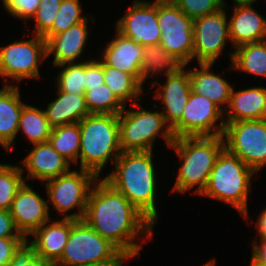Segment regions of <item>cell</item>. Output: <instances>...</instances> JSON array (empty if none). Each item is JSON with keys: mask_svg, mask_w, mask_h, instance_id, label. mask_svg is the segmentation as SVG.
<instances>
[{"mask_svg": "<svg viewBox=\"0 0 266 266\" xmlns=\"http://www.w3.org/2000/svg\"><path fill=\"white\" fill-rule=\"evenodd\" d=\"M139 110H125V108L118 114L119 115V136L120 146L122 152L133 151H152L154 140L158 134H161L168 146L170 147L174 141L172 130L167 126L164 116L161 112H150L144 108ZM124 114V115H123ZM163 132L160 130L162 128Z\"/></svg>", "mask_w": 266, "mask_h": 266, "instance_id": "obj_7", "label": "cell"}, {"mask_svg": "<svg viewBox=\"0 0 266 266\" xmlns=\"http://www.w3.org/2000/svg\"><path fill=\"white\" fill-rule=\"evenodd\" d=\"M62 0H40L39 7L32 19L36 20L35 34L43 36L51 27Z\"/></svg>", "mask_w": 266, "mask_h": 266, "instance_id": "obj_36", "label": "cell"}, {"mask_svg": "<svg viewBox=\"0 0 266 266\" xmlns=\"http://www.w3.org/2000/svg\"><path fill=\"white\" fill-rule=\"evenodd\" d=\"M222 137L224 148L255 172L266 165V119L225 123Z\"/></svg>", "mask_w": 266, "mask_h": 266, "instance_id": "obj_8", "label": "cell"}, {"mask_svg": "<svg viewBox=\"0 0 266 266\" xmlns=\"http://www.w3.org/2000/svg\"><path fill=\"white\" fill-rule=\"evenodd\" d=\"M116 31L141 46L157 45L161 39L157 4L135 0L128 12L116 22Z\"/></svg>", "mask_w": 266, "mask_h": 266, "instance_id": "obj_14", "label": "cell"}, {"mask_svg": "<svg viewBox=\"0 0 266 266\" xmlns=\"http://www.w3.org/2000/svg\"><path fill=\"white\" fill-rule=\"evenodd\" d=\"M46 224L31 234L35 237L29 243L35 248L36 255L54 265L63 254L71 230V219Z\"/></svg>", "mask_w": 266, "mask_h": 266, "instance_id": "obj_20", "label": "cell"}, {"mask_svg": "<svg viewBox=\"0 0 266 266\" xmlns=\"http://www.w3.org/2000/svg\"><path fill=\"white\" fill-rule=\"evenodd\" d=\"M81 8L79 0H62L52 27L42 37L47 41L69 27L84 22L87 18L82 16Z\"/></svg>", "mask_w": 266, "mask_h": 266, "instance_id": "obj_32", "label": "cell"}, {"mask_svg": "<svg viewBox=\"0 0 266 266\" xmlns=\"http://www.w3.org/2000/svg\"><path fill=\"white\" fill-rule=\"evenodd\" d=\"M235 3L229 20V40L233 47L266 40V19L251 7L254 2Z\"/></svg>", "mask_w": 266, "mask_h": 266, "instance_id": "obj_17", "label": "cell"}, {"mask_svg": "<svg viewBox=\"0 0 266 266\" xmlns=\"http://www.w3.org/2000/svg\"><path fill=\"white\" fill-rule=\"evenodd\" d=\"M159 44L183 65L193 59V20L174 5H157Z\"/></svg>", "mask_w": 266, "mask_h": 266, "instance_id": "obj_10", "label": "cell"}, {"mask_svg": "<svg viewBox=\"0 0 266 266\" xmlns=\"http://www.w3.org/2000/svg\"><path fill=\"white\" fill-rule=\"evenodd\" d=\"M80 126L78 123L52 128L49 143L69 162L77 163L80 152Z\"/></svg>", "mask_w": 266, "mask_h": 266, "instance_id": "obj_30", "label": "cell"}, {"mask_svg": "<svg viewBox=\"0 0 266 266\" xmlns=\"http://www.w3.org/2000/svg\"><path fill=\"white\" fill-rule=\"evenodd\" d=\"M47 57L46 40L42 36H34L27 41H15L8 46L0 47V76L14 80L39 78L38 59L42 62Z\"/></svg>", "mask_w": 266, "mask_h": 266, "instance_id": "obj_12", "label": "cell"}, {"mask_svg": "<svg viewBox=\"0 0 266 266\" xmlns=\"http://www.w3.org/2000/svg\"><path fill=\"white\" fill-rule=\"evenodd\" d=\"M23 170L19 166L9 164L0 170V209L10 210L17 191L25 183L22 177Z\"/></svg>", "mask_w": 266, "mask_h": 266, "instance_id": "obj_33", "label": "cell"}, {"mask_svg": "<svg viewBox=\"0 0 266 266\" xmlns=\"http://www.w3.org/2000/svg\"><path fill=\"white\" fill-rule=\"evenodd\" d=\"M230 53L231 68L266 77V40L243 44Z\"/></svg>", "mask_w": 266, "mask_h": 266, "instance_id": "obj_26", "label": "cell"}, {"mask_svg": "<svg viewBox=\"0 0 266 266\" xmlns=\"http://www.w3.org/2000/svg\"><path fill=\"white\" fill-rule=\"evenodd\" d=\"M129 259L111 242L94 231L84 220H72L71 230L61 258L54 266H84Z\"/></svg>", "mask_w": 266, "mask_h": 266, "instance_id": "obj_6", "label": "cell"}, {"mask_svg": "<svg viewBox=\"0 0 266 266\" xmlns=\"http://www.w3.org/2000/svg\"><path fill=\"white\" fill-rule=\"evenodd\" d=\"M254 173L256 172L239 157L224 148L217 157L207 185L200 195L223 201L246 218L249 186Z\"/></svg>", "mask_w": 266, "mask_h": 266, "instance_id": "obj_5", "label": "cell"}, {"mask_svg": "<svg viewBox=\"0 0 266 266\" xmlns=\"http://www.w3.org/2000/svg\"><path fill=\"white\" fill-rule=\"evenodd\" d=\"M58 97L48 104L44 110L46 118L52 128L80 122L90 115L84 95H74L59 89Z\"/></svg>", "mask_w": 266, "mask_h": 266, "instance_id": "obj_25", "label": "cell"}, {"mask_svg": "<svg viewBox=\"0 0 266 266\" xmlns=\"http://www.w3.org/2000/svg\"><path fill=\"white\" fill-rule=\"evenodd\" d=\"M20 130L35 145L49 141L52 127L46 118L44 110L42 111L26 104L20 115L18 132Z\"/></svg>", "mask_w": 266, "mask_h": 266, "instance_id": "obj_29", "label": "cell"}, {"mask_svg": "<svg viewBox=\"0 0 266 266\" xmlns=\"http://www.w3.org/2000/svg\"><path fill=\"white\" fill-rule=\"evenodd\" d=\"M48 208L47 201L25 182L17 191L9 212L18 232L27 239L44 223L50 222Z\"/></svg>", "mask_w": 266, "mask_h": 266, "instance_id": "obj_15", "label": "cell"}, {"mask_svg": "<svg viewBox=\"0 0 266 266\" xmlns=\"http://www.w3.org/2000/svg\"><path fill=\"white\" fill-rule=\"evenodd\" d=\"M104 180L122 193L153 225L157 220L156 174L152 151L122 152Z\"/></svg>", "mask_w": 266, "mask_h": 266, "instance_id": "obj_2", "label": "cell"}, {"mask_svg": "<svg viewBox=\"0 0 266 266\" xmlns=\"http://www.w3.org/2000/svg\"><path fill=\"white\" fill-rule=\"evenodd\" d=\"M184 65L176 59L171 53L167 52L160 44L144 46V55L140 69V83L143 82L150 75L154 76L159 74L160 71L166 76L177 72Z\"/></svg>", "mask_w": 266, "mask_h": 266, "instance_id": "obj_27", "label": "cell"}, {"mask_svg": "<svg viewBox=\"0 0 266 266\" xmlns=\"http://www.w3.org/2000/svg\"><path fill=\"white\" fill-rule=\"evenodd\" d=\"M80 169L97 177L111 157L115 162L122 153L118 114H90L80 122Z\"/></svg>", "mask_w": 266, "mask_h": 266, "instance_id": "obj_4", "label": "cell"}, {"mask_svg": "<svg viewBox=\"0 0 266 266\" xmlns=\"http://www.w3.org/2000/svg\"><path fill=\"white\" fill-rule=\"evenodd\" d=\"M176 6L192 20L227 7L223 0H180Z\"/></svg>", "mask_w": 266, "mask_h": 266, "instance_id": "obj_35", "label": "cell"}, {"mask_svg": "<svg viewBox=\"0 0 266 266\" xmlns=\"http://www.w3.org/2000/svg\"><path fill=\"white\" fill-rule=\"evenodd\" d=\"M34 146L23 160L24 166L28 169L29 178L43 182L70 171L71 162L54 150L49 141Z\"/></svg>", "mask_w": 266, "mask_h": 266, "instance_id": "obj_19", "label": "cell"}, {"mask_svg": "<svg viewBox=\"0 0 266 266\" xmlns=\"http://www.w3.org/2000/svg\"><path fill=\"white\" fill-rule=\"evenodd\" d=\"M104 83L112 90L116 98L124 105L128 100L137 103L143 93L142 84L129 73L107 66L104 63Z\"/></svg>", "mask_w": 266, "mask_h": 266, "instance_id": "obj_28", "label": "cell"}, {"mask_svg": "<svg viewBox=\"0 0 266 266\" xmlns=\"http://www.w3.org/2000/svg\"><path fill=\"white\" fill-rule=\"evenodd\" d=\"M224 9V10H223ZM225 8L193 20V58L199 63H213L229 38Z\"/></svg>", "mask_w": 266, "mask_h": 266, "instance_id": "obj_13", "label": "cell"}, {"mask_svg": "<svg viewBox=\"0 0 266 266\" xmlns=\"http://www.w3.org/2000/svg\"><path fill=\"white\" fill-rule=\"evenodd\" d=\"M6 164H1L0 163V170L5 166Z\"/></svg>", "mask_w": 266, "mask_h": 266, "instance_id": "obj_48", "label": "cell"}, {"mask_svg": "<svg viewBox=\"0 0 266 266\" xmlns=\"http://www.w3.org/2000/svg\"><path fill=\"white\" fill-rule=\"evenodd\" d=\"M123 262H103L95 264H87L84 266H122Z\"/></svg>", "mask_w": 266, "mask_h": 266, "instance_id": "obj_45", "label": "cell"}, {"mask_svg": "<svg viewBox=\"0 0 266 266\" xmlns=\"http://www.w3.org/2000/svg\"><path fill=\"white\" fill-rule=\"evenodd\" d=\"M19 87L6 84L0 91V144L9 150L19 127L26 103L21 102Z\"/></svg>", "mask_w": 266, "mask_h": 266, "instance_id": "obj_23", "label": "cell"}, {"mask_svg": "<svg viewBox=\"0 0 266 266\" xmlns=\"http://www.w3.org/2000/svg\"><path fill=\"white\" fill-rule=\"evenodd\" d=\"M98 180V177L91 171L80 169L69 171L58 177L47 180V195L59 214H64L71 209L78 207L80 212L64 215L63 219L83 220L88 196L91 187Z\"/></svg>", "mask_w": 266, "mask_h": 266, "instance_id": "obj_9", "label": "cell"}, {"mask_svg": "<svg viewBox=\"0 0 266 266\" xmlns=\"http://www.w3.org/2000/svg\"><path fill=\"white\" fill-rule=\"evenodd\" d=\"M143 55L144 46L116 31V38L107 43L101 60L107 66L133 75L140 82Z\"/></svg>", "mask_w": 266, "mask_h": 266, "instance_id": "obj_18", "label": "cell"}, {"mask_svg": "<svg viewBox=\"0 0 266 266\" xmlns=\"http://www.w3.org/2000/svg\"><path fill=\"white\" fill-rule=\"evenodd\" d=\"M64 67L57 78V89L62 92L84 95L85 93V61L59 65Z\"/></svg>", "mask_w": 266, "mask_h": 266, "instance_id": "obj_34", "label": "cell"}, {"mask_svg": "<svg viewBox=\"0 0 266 266\" xmlns=\"http://www.w3.org/2000/svg\"><path fill=\"white\" fill-rule=\"evenodd\" d=\"M235 2H245V1H251V2H255L256 0H234Z\"/></svg>", "mask_w": 266, "mask_h": 266, "instance_id": "obj_47", "label": "cell"}, {"mask_svg": "<svg viewBox=\"0 0 266 266\" xmlns=\"http://www.w3.org/2000/svg\"><path fill=\"white\" fill-rule=\"evenodd\" d=\"M5 9L20 19H32L39 7L40 0H2Z\"/></svg>", "mask_w": 266, "mask_h": 266, "instance_id": "obj_38", "label": "cell"}, {"mask_svg": "<svg viewBox=\"0 0 266 266\" xmlns=\"http://www.w3.org/2000/svg\"><path fill=\"white\" fill-rule=\"evenodd\" d=\"M203 266H215V261H214V259L213 260H211V261H209V263L207 262L205 265H203Z\"/></svg>", "mask_w": 266, "mask_h": 266, "instance_id": "obj_46", "label": "cell"}, {"mask_svg": "<svg viewBox=\"0 0 266 266\" xmlns=\"http://www.w3.org/2000/svg\"><path fill=\"white\" fill-rule=\"evenodd\" d=\"M199 66L200 70L188 71L192 91L209 98L224 111L233 87L220 75L209 72L213 63H199Z\"/></svg>", "mask_w": 266, "mask_h": 266, "instance_id": "obj_24", "label": "cell"}, {"mask_svg": "<svg viewBox=\"0 0 266 266\" xmlns=\"http://www.w3.org/2000/svg\"><path fill=\"white\" fill-rule=\"evenodd\" d=\"M185 65L177 72L167 76L165 84L159 85L162 89L157 91L156 98H160L164 104V116L167 126L172 129L182 118V113L189 100L191 89V81L189 72L184 70ZM162 86V87H161ZM162 98V99H161Z\"/></svg>", "mask_w": 266, "mask_h": 266, "instance_id": "obj_16", "label": "cell"}, {"mask_svg": "<svg viewBox=\"0 0 266 266\" xmlns=\"http://www.w3.org/2000/svg\"><path fill=\"white\" fill-rule=\"evenodd\" d=\"M8 266H54L36 255L35 248L26 239L15 251Z\"/></svg>", "mask_w": 266, "mask_h": 266, "instance_id": "obj_37", "label": "cell"}, {"mask_svg": "<svg viewBox=\"0 0 266 266\" xmlns=\"http://www.w3.org/2000/svg\"><path fill=\"white\" fill-rule=\"evenodd\" d=\"M229 109V110H228ZM224 123L266 119V88L253 87L234 92L232 88Z\"/></svg>", "mask_w": 266, "mask_h": 266, "instance_id": "obj_22", "label": "cell"}, {"mask_svg": "<svg viewBox=\"0 0 266 266\" xmlns=\"http://www.w3.org/2000/svg\"><path fill=\"white\" fill-rule=\"evenodd\" d=\"M83 220L129 258L142 248L134 241L138 234L153 235V224L104 179L94 183Z\"/></svg>", "mask_w": 266, "mask_h": 266, "instance_id": "obj_1", "label": "cell"}, {"mask_svg": "<svg viewBox=\"0 0 266 266\" xmlns=\"http://www.w3.org/2000/svg\"><path fill=\"white\" fill-rule=\"evenodd\" d=\"M104 84V62L90 60L85 62V91Z\"/></svg>", "mask_w": 266, "mask_h": 266, "instance_id": "obj_39", "label": "cell"}, {"mask_svg": "<svg viewBox=\"0 0 266 266\" xmlns=\"http://www.w3.org/2000/svg\"><path fill=\"white\" fill-rule=\"evenodd\" d=\"M90 114H119L125 106L104 83L84 93Z\"/></svg>", "mask_w": 266, "mask_h": 266, "instance_id": "obj_31", "label": "cell"}, {"mask_svg": "<svg viewBox=\"0 0 266 266\" xmlns=\"http://www.w3.org/2000/svg\"><path fill=\"white\" fill-rule=\"evenodd\" d=\"M0 238H25L18 232L10 212L3 209H0Z\"/></svg>", "mask_w": 266, "mask_h": 266, "instance_id": "obj_41", "label": "cell"}, {"mask_svg": "<svg viewBox=\"0 0 266 266\" xmlns=\"http://www.w3.org/2000/svg\"><path fill=\"white\" fill-rule=\"evenodd\" d=\"M87 22L86 19L75 24L46 41L47 56L54 54V66L74 63L77 58L79 59L88 36Z\"/></svg>", "mask_w": 266, "mask_h": 266, "instance_id": "obj_21", "label": "cell"}, {"mask_svg": "<svg viewBox=\"0 0 266 266\" xmlns=\"http://www.w3.org/2000/svg\"><path fill=\"white\" fill-rule=\"evenodd\" d=\"M256 226L258 235L266 237V209L260 213Z\"/></svg>", "mask_w": 266, "mask_h": 266, "instance_id": "obj_43", "label": "cell"}, {"mask_svg": "<svg viewBox=\"0 0 266 266\" xmlns=\"http://www.w3.org/2000/svg\"><path fill=\"white\" fill-rule=\"evenodd\" d=\"M180 0H155L152 2L157 5H174L176 6Z\"/></svg>", "mask_w": 266, "mask_h": 266, "instance_id": "obj_44", "label": "cell"}, {"mask_svg": "<svg viewBox=\"0 0 266 266\" xmlns=\"http://www.w3.org/2000/svg\"><path fill=\"white\" fill-rule=\"evenodd\" d=\"M26 238H0V266H8Z\"/></svg>", "mask_w": 266, "mask_h": 266, "instance_id": "obj_40", "label": "cell"}, {"mask_svg": "<svg viewBox=\"0 0 266 266\" xmlns=\"http://www.w3.org/2000/svg\"><path fill=\"white\" fill-rule=\"evenodd\" d=\"M222 115L223 110L217 104L191 91L181 120L171 129L172 134L174 138L220 136L225 126ZM218 119L221 120L220 124L215 125ZM212 130L214 131L211 132Z\"/></svg>", "mask_w": 266, "mask_h": 266, "instance_id": "obj_11", "label": "cell"}, {"mask_svg": "<svg viewBox=\"0 0 266 266\" xmlns=\"http://www.w3.org/2000/svg\"><path fill=\"white\" fill-rule=\"evenodd\" d=\"M260 244L256 241L252 245L251 263L256 266H266V237L260 236Z\"/></svg>", "mask_w": 266, "mask_h": 266, "instance_id": "obj_42", "label": "cell"}, {"mask_svg": "<svg viewBox=\"0 0 266 266\" xmlns=\"http://www.w3.org/2000/svg\"><path fill=\"white\" fill-rule=\"evenodd\" d=\"M170 147L183 160L173 191L185 193L198 185L195 192L200 195L207 185L217 157L224 149L222 135L175 138Z\"/></svg>", "mask_w": 266, "mask_h": 266, "instance_id": "obj_3", "label": "cell"}]
</instances>
